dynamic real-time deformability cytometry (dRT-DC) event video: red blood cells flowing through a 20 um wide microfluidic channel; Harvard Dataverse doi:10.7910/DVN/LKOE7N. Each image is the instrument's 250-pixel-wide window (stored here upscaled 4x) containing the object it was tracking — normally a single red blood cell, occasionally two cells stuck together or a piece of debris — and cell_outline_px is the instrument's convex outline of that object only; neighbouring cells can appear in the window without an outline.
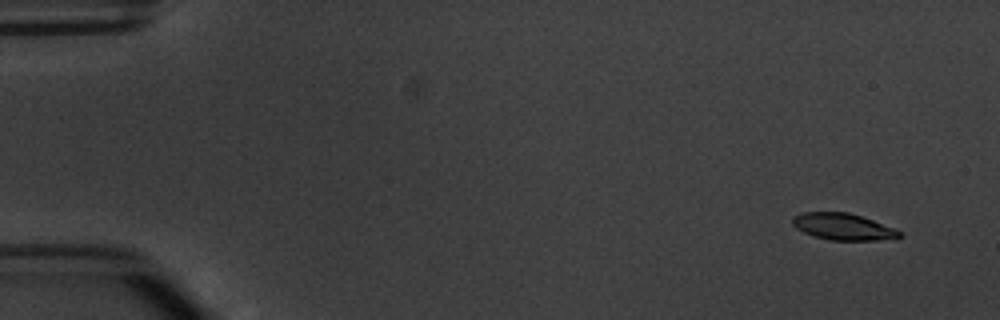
{"species": "common noctule bat (a hibernating species)", "species_latin": "Nyctalus noctula", "temperature_condition": "warm", "stored_images_in_passage": 8, "camera_frame_rate_fps": 3000, "um_per_image_px": 0.085, "animal": {"sex": "male", "body_mass_g": 20.1, "forearm_length_mm": 53.5}, "frame": {"image": 1, "passage_image": 2, "time_ms": 1.0, "image_size_px": [1000, 320], "cell_outline_px": [[904, 236], [896, 240], [828, 240], [812, 236], [796, 228], [792, 224], [792, 216], [804, 212], [848, 212], [896, 228]], "centroid_in_image_um": [71.7, 19.28], "position_along_channel_um": 13.3, "area_um2": 16.88}}
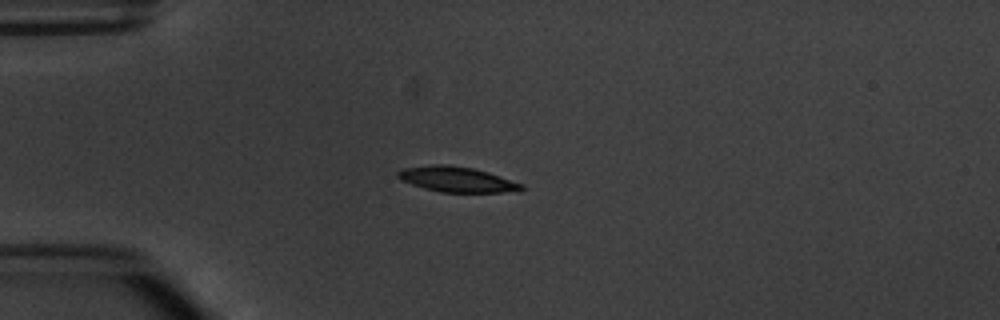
{"frame": {"image": 2, "passage_image": 5, "time_ms": 4.667, "image_size_px": [1000, 320], "cell_outline_px": [[524, 188], [520, 192], [440, 192], [424, 188], [400, 180], [396, 176], [396, 172], [404, 168], [436, 164], [448, 164], [472, 168], [488, 172], [524, 184]], "centroid_in_image_um": [38.85, 15.25], "position_along_channel_um": 46.1, "area_um2": 18.32}}
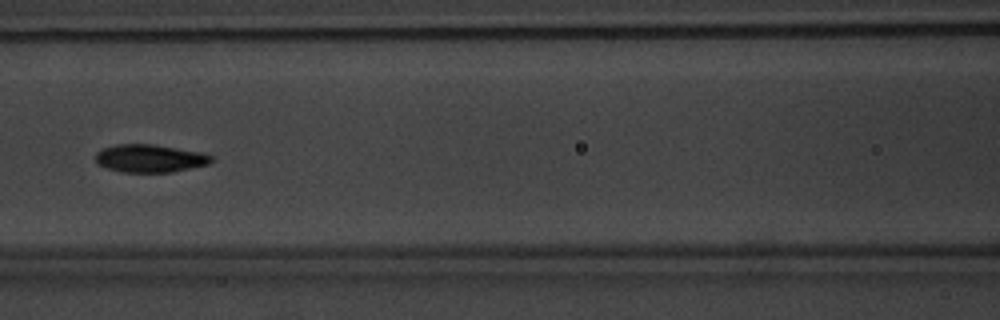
{"frame": {"image": 3, "passage_image": 8, "time_ms": 8.0, "image_size_px": [1000, 320], "cell_outline_px": [[212, 160], [208, 164], [172, 172], [124, 172], [108, 168], [96, 164], [96, 152], [100, 148], [116, 144], [152, 144], [200, 152], [212, 156]], "centroid_in_image_um": [12.69, 13.45], "position_along_channel_um": 153.9, "area_um2": 18.73}}